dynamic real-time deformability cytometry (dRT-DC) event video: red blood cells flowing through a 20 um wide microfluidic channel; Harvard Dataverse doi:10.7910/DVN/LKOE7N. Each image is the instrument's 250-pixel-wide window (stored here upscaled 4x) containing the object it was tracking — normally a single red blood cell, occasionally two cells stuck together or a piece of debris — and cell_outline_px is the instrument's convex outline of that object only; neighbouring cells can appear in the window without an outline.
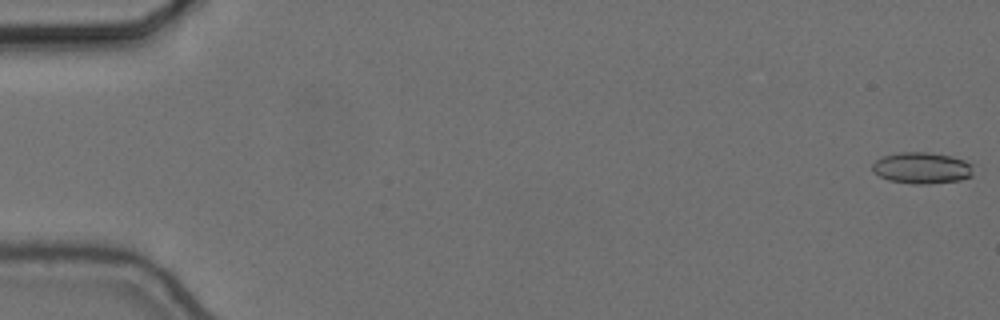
{"species": "common noctule bat (a hibernating species)", "species_latin": "Nyctalus noctula", "temperature_condition": "cold", "stored_images_in_passage": 57, "camera_frame_rate_fps": 3000, "um_per_image_px": 0.085, "animal": {"sex": "female", "body_mass_g": 24.6, "forearm_length_mm": 56.2}, "frame": {"image": 1, "passage_image": 1, "time_ms": 0.0, "image_size_px": [1000, 320], "cell_outline_px": [[972, 176], [960, 180], [924, 184], [912, 184], [888, 180], [872, 172], [872, 164], [876, 160], [884, 156], [896, 152], [928, 152], [948, 156], [964, 160], [972, 164]], "centroid_in_image_um": [78.33, 14.28], "position_along_channel_um": 6.7, "area_um2": 18.44}}
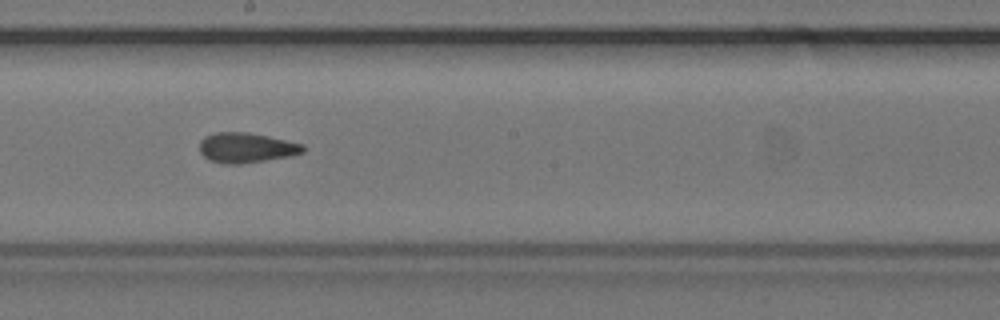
{"frame": {"image": 2, "passage_image": 32, "time_ms": 10.333, "image_size_px": [1000, 320], "cell_outline_px": [[308, 148], [304, 152], [292, 156], [240, 164], [224, 164], [212, 160], [204, 156], [200, 152], [200, 140], [204, 136], [216, 132], [248, 132], [268, 136], [304, 144]], "centroid_in_image_um": [20.98, 12.55], "position_along_channel_um": 227.2, "area_um2": 18.26}}
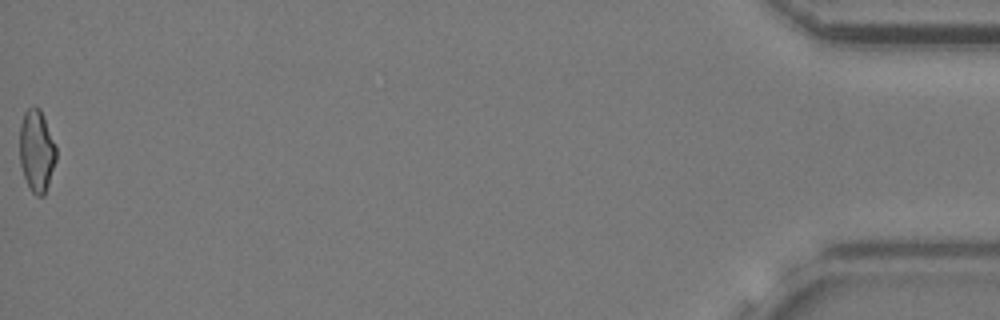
{"frame": {"image": 3, "passage_image": 57, "time_ms": 18.667, "image_size_px": [1000, 320], "cell_outline_px": [[56, 160], [44, 196], [36, 196], [32, 192], [24, 176], [20, 164], [20, 124], [24, 112], [28, 108], [40, 108], [56, 148]], "centroid_in_image_um": [3.1, 12.84], "position_along_channel_um": 432.1, "area_um2": 17.17}, "authors_computed_cell_mechanics": {"area_um2": 18.0914, "velocity_mm_per_s": 3.6743, "shape_relaxation_time_tau1_ms": 6.6027, "shape_relaxation_time_tau2_ms": 2.7259, "deformation_change_tau1": 0.1579, "deformation_change_tau2": 0.1052}}